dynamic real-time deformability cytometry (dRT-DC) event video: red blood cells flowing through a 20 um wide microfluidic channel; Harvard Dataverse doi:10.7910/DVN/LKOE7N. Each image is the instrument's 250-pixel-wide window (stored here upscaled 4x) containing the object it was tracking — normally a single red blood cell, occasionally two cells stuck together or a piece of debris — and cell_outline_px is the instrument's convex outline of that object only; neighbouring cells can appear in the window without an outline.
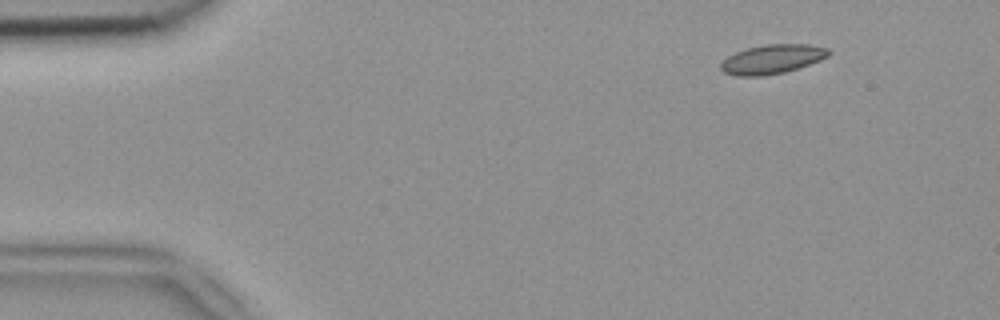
{"species": "common noctule bat (a hibernating species)", "species_latin": "Nyctalus noctula", "temperature_condition": "room temperature", "stored_images_in_passage": 6, "camera_frame_rate_fps": 3000, "um_per_image_px": 0.085, "animal": {"sex": "female", "body_mass_g": 18.4}, "frame": {"image": 1, "passage_image": 2, "time_ms": 0.333, "image_size_px": [1000, 320], "cell_outline_px": [[832, 52], [828, 56], [820, 60], [784, 72], [764, 76], [736, 76], [724, 72], [720, 68], [720, 64], [728, 56], [736, 52], [748, 48], [764, 44], [808, 44], [828, 48]], "centroid_in_image_um": [65.64, 5.02], "position_along_channel_um": 19.4, "area_um2": 18.26}}
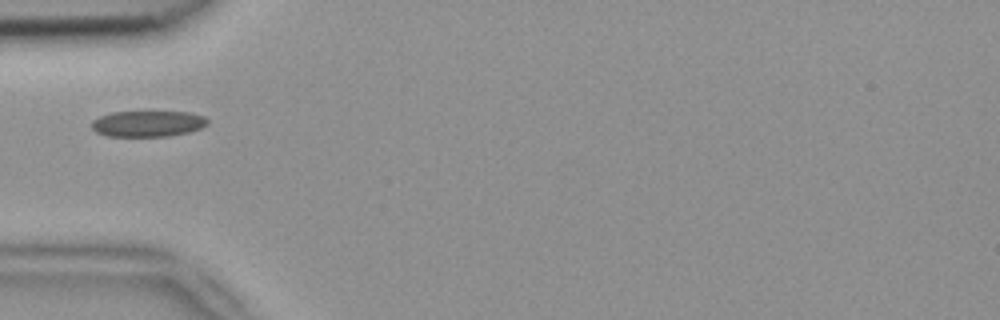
{"frame": {"image": 2, "passage_image": 5, "time_ms": 1.333, "image_size_px": [1000, 320], "cell_outline_px": [[208, 124], [200, 128], [188, 132], [168, 136], [104, 136], [96, 132], [92, 128], [92, 120], [100, 116], [112, 112], [192, 112], [204, 116], [208, 120]], "centroid_in_image_um": [12.56, 10.51], "position_along_channel_um": 72.4, "area_um2": 17.57}}